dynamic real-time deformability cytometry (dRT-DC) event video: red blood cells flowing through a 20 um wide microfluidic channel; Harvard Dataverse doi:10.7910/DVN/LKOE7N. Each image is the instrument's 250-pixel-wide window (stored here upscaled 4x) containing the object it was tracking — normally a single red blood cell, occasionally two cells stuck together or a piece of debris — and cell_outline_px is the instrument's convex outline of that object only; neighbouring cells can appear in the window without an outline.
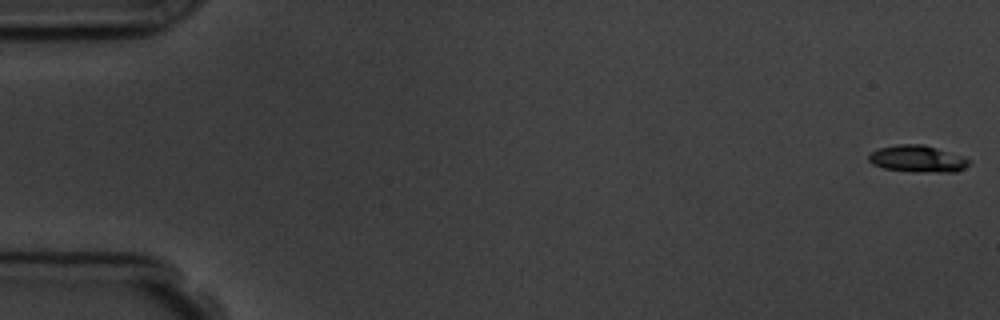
{"species": "common noctule bat (a hibernating species)", "species_latin": "Nyctalus noctula", "temperature_condition": "room temperature", "stored_images_in_passage": 6, "camera_frame_rate_fps": 3000, "um_per_image_px": 0.085, "animal": {"sex": "male", "body_mass_g": 19.5, "forearm_length_mm": 54.6}, "frame": {"image": 1, "passage_image": 1, "time_ms": 0.0, "image_size_px": [1000, 320], "cell_outline_px": [[972, 160], [964, 168], [956, 172], [916, 172], [884, 168], [872, 164], [868, 160], [868, 156], [872, 152], [880, 148], [896, 144], [924, 144], [964, 156]], "centroid_in_image_um": [78.02, 13.5], "position_along_channel_um": 7.0, "area_um2": 15.78}}
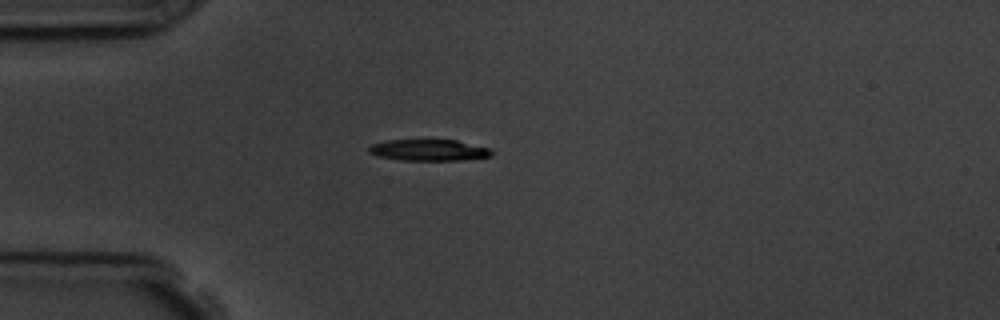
{"frame": {"image": 2, "passage_image": 5, "time_ms": 4.667, "image_size_px": [1000, 320], "cell_outline_px": [[492, 156], [460, 160], [400, 160], [376, 156], [368, 152], [368, 148], [372, 144], [384, 140], [456, 140], [492, 148]], "centroid_in_image_um": [36.44, 12.76], "position_along_channel_um": 48.6, "area_um2": 15.37}}